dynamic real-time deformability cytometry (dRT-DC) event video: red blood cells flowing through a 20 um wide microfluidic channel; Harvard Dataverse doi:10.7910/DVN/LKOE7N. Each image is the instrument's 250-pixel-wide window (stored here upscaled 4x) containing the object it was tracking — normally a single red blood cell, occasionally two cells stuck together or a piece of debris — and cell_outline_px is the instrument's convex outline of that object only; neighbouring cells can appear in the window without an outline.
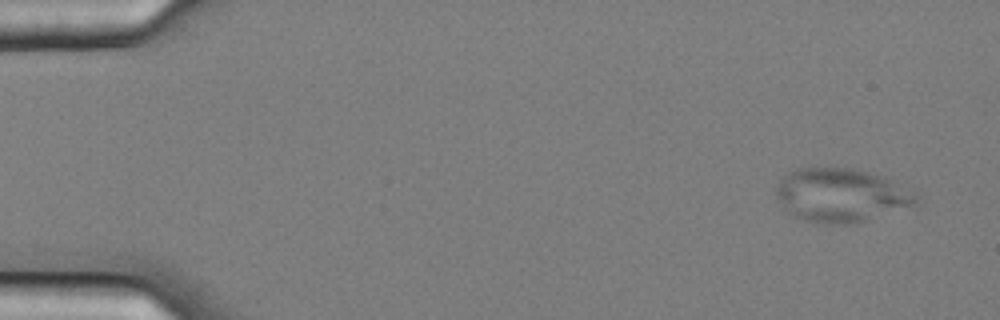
{"species": "common noctule bat (a hibernating species)", "species_latin": "Nyctalus noctula", "temperature_condition": "cold", "stored_images_in_passage": 54, "camera_frame_rate_fps": 3000, "um_per_image_px": 0.085, "animal": {"sex": "female", "body_mass_g": 25.1}, "frame": {"image": 1, "passage_image": 1, "time_ms": 0.0, "image_size_px": [1000, 320], "cell_outline_px": [[920, 204], [852, 224], [824, 224], [804, 220], [788, 212], [776, 196], [776, 188], [780, 180], [788, 172], [796, 168], [856, 168], [892, 180], [916, 192], [920, 196]], "centroid_in_image_um": [71.54, 16.59], "position_along_channel_um": 13.5, "area_um2": 43.93}}
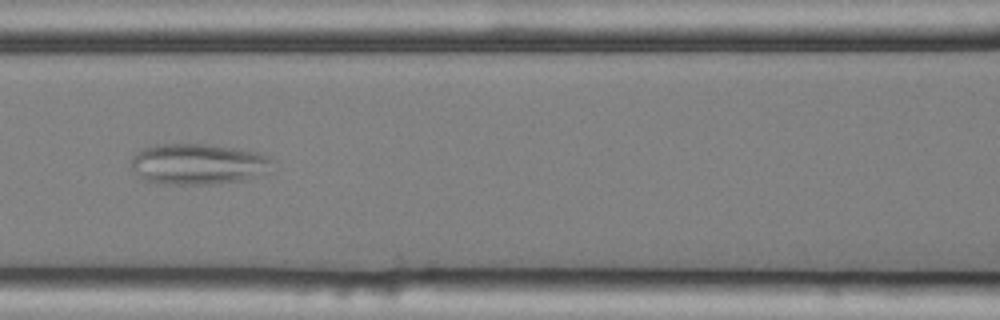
{"frame": {"image": 2, "passage_image": 23, "time_ms": 7.333, "image_size_px": [1000, 320], "cell_outline_px": [[272, 172], [244, 180], [212, 184], [164, 184], [144, 180], [132, 168], [132, 156], [140, 148], [156, 144], [204, 144], [240, 148], [256, 152], [268, 156], [272, 160]], "centroid_in_image_um": [16.87, 13.94], "position_along_channel_um": 149.7, "area_um2": 34.04}}
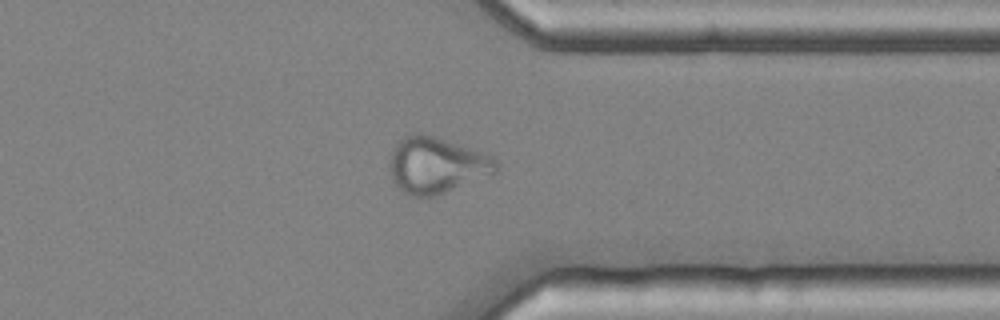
{"frame": {"image": 3, "passage_image": 42, "time_ms": 13.667, "image_size_px": [1000, 320], "cell_outline_px": [[500, 168], [496, 172], [444, 192], [432, 196], [408, 196], [392, 180], [392, 152], [396, 144], [404, 136], [416, 132], [420, 132], [436, 136], [496, 156], [500, 160]], "centroid_in_image_um": [37.18, 14.0], "position_along_channel_um": 374.2, "area_um2": 34.68}}